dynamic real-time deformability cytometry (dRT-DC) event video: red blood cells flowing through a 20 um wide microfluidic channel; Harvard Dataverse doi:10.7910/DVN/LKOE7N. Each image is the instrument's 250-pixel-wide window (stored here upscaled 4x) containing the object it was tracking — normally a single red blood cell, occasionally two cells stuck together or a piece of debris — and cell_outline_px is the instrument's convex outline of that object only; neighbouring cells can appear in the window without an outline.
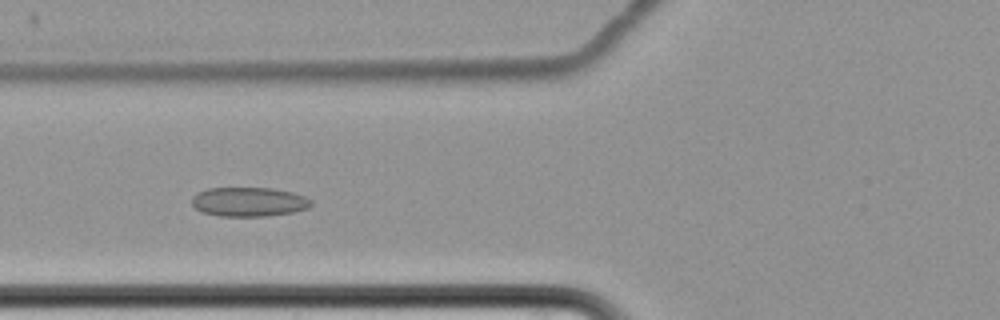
{"species": "common noctule bat (a hibernating species)", "species_latin": "Nyctalus noctula", "temperature_condition": "cold", "stored_images_in_passage": 9, "camera_frame_rate_fps": 3000, "um_per_image_px": 0.085, "animal": {"sex": "female", "body_mass_g": 22.7, "forearm_length_mm": 54.2}, "frame": {"image": 1, "passage_image": 8, "time_ms": 8.333, "image_size_px": [1000, 320], "cell_outline_px": [[312, 204], [308, 208], [292, 212], [264, 216], [220, 216], [200, 212], [192, 204], [192, 196], [196, 192], [208, 188], [272, 188], [292, 192], [304, 196], [312, 200]], "centroid_in_image_um": [21.12, 17.15], "position_along_channel_um": 104.7, "area_um2": 20.4}}
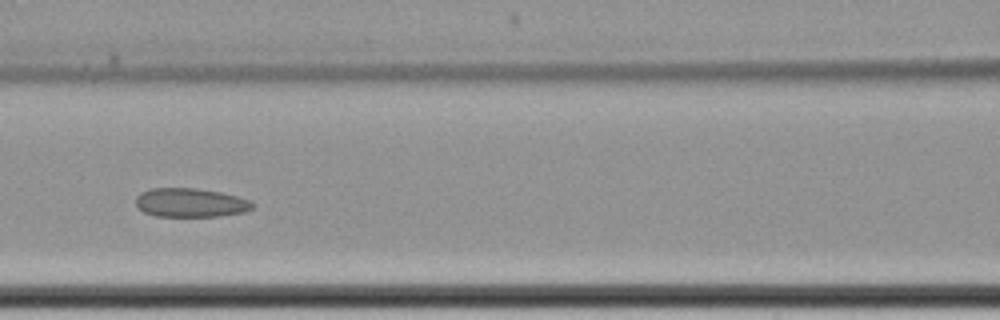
{"frame": {"image": 2, "passage_image": 9, "time_ms": 9.667, "image_size_px": [1000, 320], "cell_outline_px": [[256, 204], [252, 208], [244, 212], [220, 216], [156, 216], [144, 212], [136, 204], [136, 196], [140, 192], [152, 188], [196, 188], [220, 192], [236, 196], [248, 200]], "centroid_in_image_um": [16.19, 17.22], "position_along_channel_um": 150.4, "area_um2": 19.59}}